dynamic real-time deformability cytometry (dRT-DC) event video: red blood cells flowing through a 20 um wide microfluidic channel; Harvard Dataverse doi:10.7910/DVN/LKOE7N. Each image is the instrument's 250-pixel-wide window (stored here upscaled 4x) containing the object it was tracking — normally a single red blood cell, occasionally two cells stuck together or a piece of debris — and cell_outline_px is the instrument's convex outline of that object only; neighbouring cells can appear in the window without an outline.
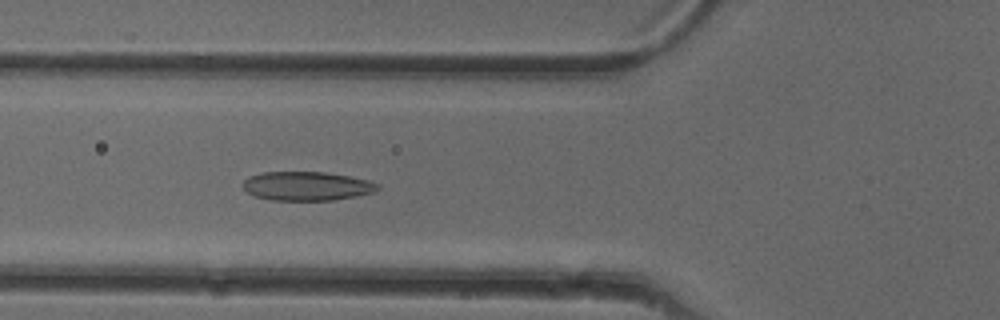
{"species": "common noctule bat (a hibernating species)", "species_latin": "Nyctalus noctula", "temperature_condition": "cold", "stored_images_in_passage": 52, "camera_frame_rate_fps": 3000, "um_per_image_px": 0.085, "animal": {"sex": "female"}, "frame": {"image": 1, "passage_image": 19, "time_ms": 6.0, "image_size_px": [1000, 320], "cell_outline_px": [[380, 188], [372, 192], [356, 196], [332, 200], [272, 200], [256, 196], [248, 192], [240, 184], [248, 176], [264, 172], [324, 172], [348, 176], [368, 180], [380, 184]], "centroid_in_image_um": [26.06, 15.81], "position_along_channel_um": 99.7, "area_um2": 22.66}}
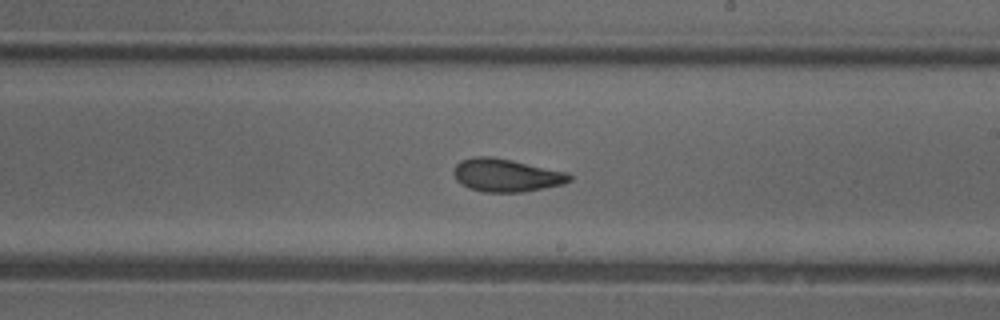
{"frame": {"image": 2, "passage_image": 30, "time_ms": 9.667, "image_size_px": [1000, 320], "cell_outline_px": [[572, 180], [564, 184], [524, 192], [484, 192], [468, 188], [456, 180], [452, 172], [456, 164], [460, 160], [476, 156], [488, 156], [512, 160], [568, 172], [572, 176]], "centroid_in_image_um": [43.03, 14.9], "position_along_channel_um": 246.0, "area_um2": 22.43}}
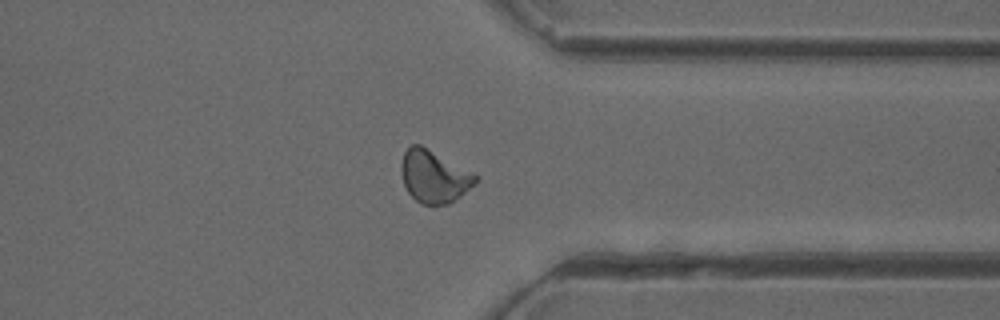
{"frame": {"image": 3, "passage_image": 40, "time_ms": 13.0, "image_size_px": [1000, 320], "cell_outline_px": [[480, 180], [460, 196], [448, 204], [420, 204], [408, 192], [404, 184], [400, 172], [400, 164], [404, 152], [412, 144], [420, 144], [480, 176]], "centroid_in_image_um": [36.89, 14.99], "position_along_channel_um": 374.5, "area_um2": 22.72}, "authors_computed_cell_mechanics": {"area_um2": 22.3975, "velocity_mm_per_s": 3.9686, "shape_relaxation_time_tau1_ms": 7.866, "shape_relaxation_time_tau2_ms": 1.6476, "deformation_change_tau1": 0.1665, "deformation_change_tau2": 0.0824}}